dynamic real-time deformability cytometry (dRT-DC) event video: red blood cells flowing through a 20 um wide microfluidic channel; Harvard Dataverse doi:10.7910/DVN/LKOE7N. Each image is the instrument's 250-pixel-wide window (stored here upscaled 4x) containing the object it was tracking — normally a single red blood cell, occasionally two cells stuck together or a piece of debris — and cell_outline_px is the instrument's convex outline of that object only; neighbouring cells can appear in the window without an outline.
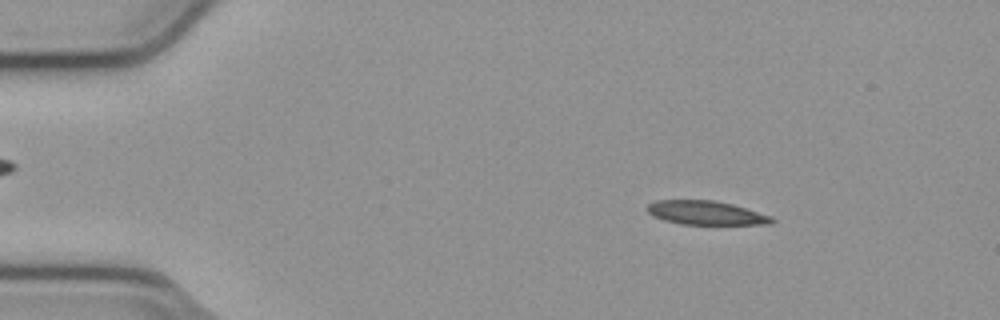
{"species": "common noctule bat (a hibernating species)", "species_latin": "Nyctalus noctula", "temperature_condition": "cold", "stored_images_in_passage": 54, "camera_frame_rate_fps": 3000, "um_per_image_px": 0.085, "animal": {"sex": "male", "body_mass_g": 23.1, "forearm_length_mm": 52.7}, "frame": {"image": 1, "passage_image": 8, "time_ms": 2.333, "image_size_px": [1000, 320], "cell_outline_px": [[776, 220], [772, 224], [680, 224], [664, 220], [652, 216], [648, 212], [648, 204], [656, 200], [712, 200], [732, 204], [772, 216]], "centroid_in_image_um": [60.01, 18.09], "position_along_channel_um": 25.0, "area_um2": 17.28}}
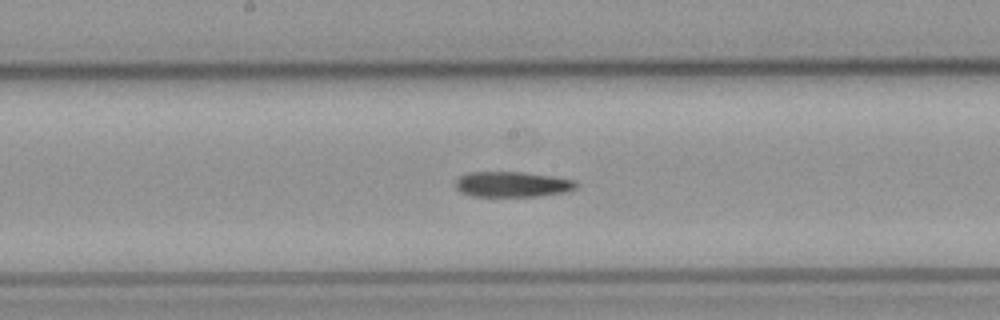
{"frame": {"image": 2, "passage_image": 28, "time_ms": 9.0, "image_size_px": [1000, 320], "cell_outline_px": [[580, 184], [576, 188], [568, 192], [540, 196], [472, 196], [460, 192], [456, 188], [456, 180], [460, 176], [468, 172], [524, 172], [552, 176], [576, 180]], "centroid_in_image_um": [43.59, 15.67], "position_along_channel_um": 204.6, "area_um2": 18.09}}
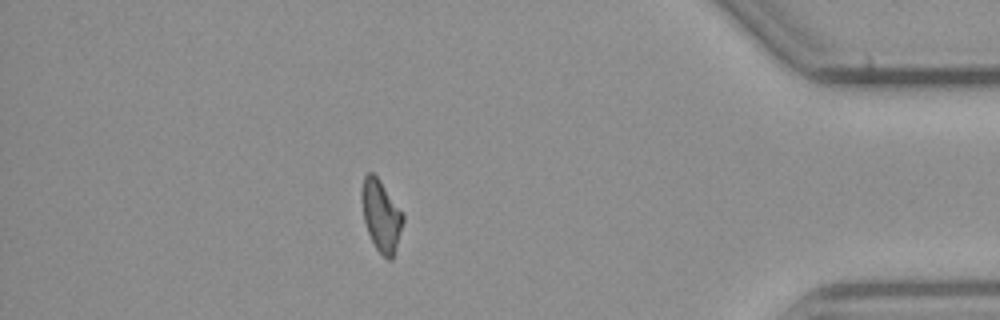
{"frame": {"image": 3, "passage_image": 47, "time_ms": 15.333, "image_size_px": [1000, 320], "cell_outline_px": [[404, 220], [396, 248], [392, 260], [388, 260], [376, 248], [368, 232], [364, 220], [360, 196], [364, 176], [368, 172], [372, 172], [380, 180], [404, 216]], "centroid_in_image_um": [32.38, 18.33], "position_along_channel_um": 402.8, "area_um2": 16.94}, "authors_computed_cell_mechanics": {"area_um2": 18.0047, "velocity_mm_per_s": 3.8084, "shape_relaxation_time_tau1_ms": 10.9748, "shape_relaxation_time_tau2_ms": null, "deformation_change_tau1": 0.2683, "deformation_change_tau2": null}}